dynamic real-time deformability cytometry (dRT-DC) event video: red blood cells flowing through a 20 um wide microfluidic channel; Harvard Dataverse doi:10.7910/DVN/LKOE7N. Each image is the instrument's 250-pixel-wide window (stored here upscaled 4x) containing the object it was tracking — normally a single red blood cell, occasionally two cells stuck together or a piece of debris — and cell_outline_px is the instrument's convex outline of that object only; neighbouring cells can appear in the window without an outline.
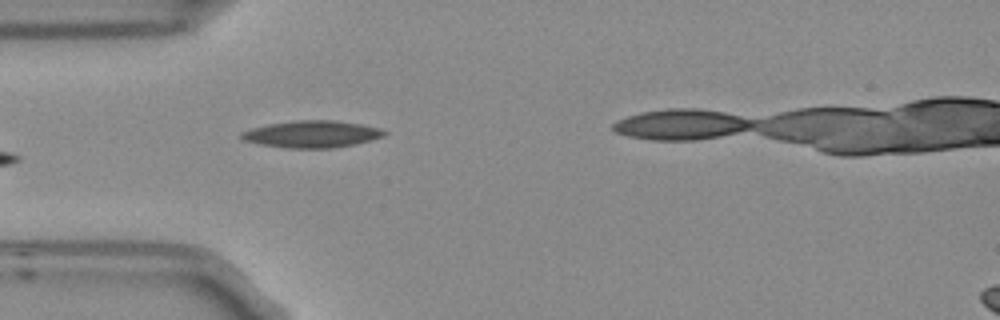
{"species": "Egyptian fruit bat (a non-hibernating species)", "species_latin": "Rousettus aegyptiacus", "temperature_condition": "room temperature", "stored_images_in_passage": 6, "camera_frame_rate_fps": 3000, "um_per_image_px": 0.085, "frame": {"image": 1, "passage_image": 5, "time_ms": 1.333, "image_size_px": [1000, 320], "cell_outline_px": [[388, 132], [384, 136], [372, 140], [356, 144], [332, 148], [288, 148], [260, 144], [244, 140], [240, 136], [240, 132], [252, 128], [268, 124], [296, 120], [332, 120], [360, 124], [380, 128]], "centroid_in_image_um": [26.53, 11.4], "position_along_channel_um": 58.5, "area_um2": 22.43}}